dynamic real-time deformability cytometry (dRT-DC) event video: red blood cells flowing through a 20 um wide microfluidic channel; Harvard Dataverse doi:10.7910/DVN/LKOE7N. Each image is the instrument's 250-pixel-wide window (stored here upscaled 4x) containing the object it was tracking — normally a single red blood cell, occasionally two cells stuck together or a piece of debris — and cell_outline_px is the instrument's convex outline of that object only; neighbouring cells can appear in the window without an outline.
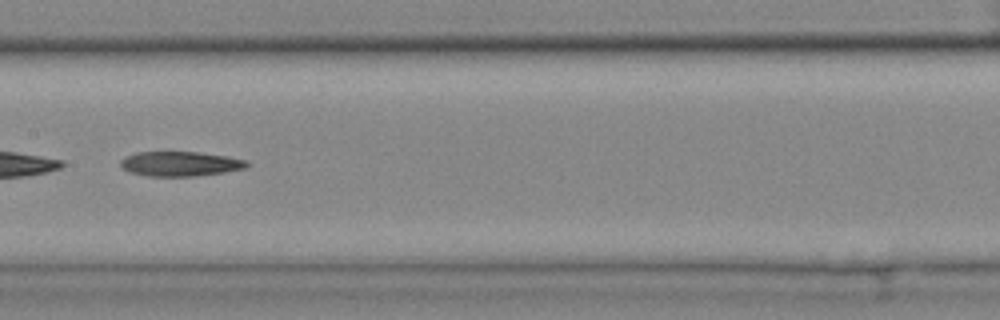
{"species": "common noctule bat (a hibernating species)", "species_latin": "Nyctalus noctula", "temperature_condition": "cold", "stored_images_in_passage": 48, "segment_of_instrument_passage": [2, 2], "camera_frame_rate_fps": 3000, "um_per_image_px": 0.085, "animal": {"sex": "female", "body_mass_g": 25.1}, "frame": {"image": 1, "passage_image": 22, "time_ms": 7.0, "image_size_px": [1000, 320], "cell_outline_px": [[252, 164], [244, 168], [224, 172], [196, 176], [148, 176], [132, 172], [124, 168], [120, 164], [120, 160], [124, 156], [136, 152], [200, 152], [228, 156], [248, 160]], "centroid_in_image_um": [15.36, 13.91], "position_along_channel_um": 192.0, "area_um2": 18.26}}
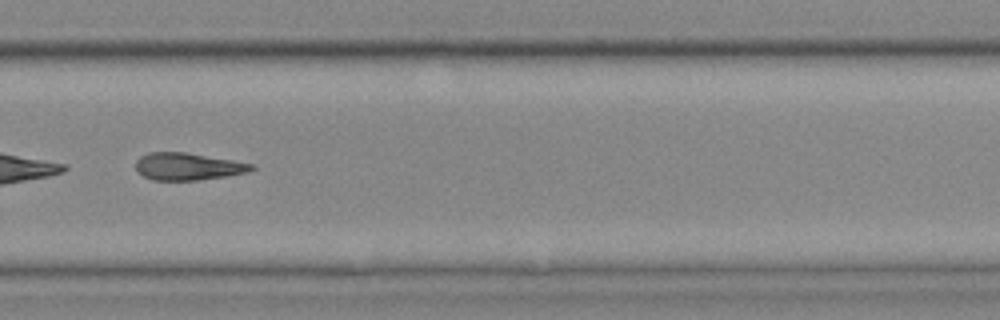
{"frame": {"image": 2, "passage_image": 32, "time_ms": 10.333, "image_size_px": [1000, 320], "cell_outline_px": [[256, 168], [248, 172], [228, 176], [196, 180], [152, 180], [136, 172], [136, 160], [140, 156], [148, 152], [184, 152], [256, 164]], "centroid_in_image_um": [15.97, 14.15], "position_along_channel_um": 313.8, "area_um2": 18.5}}